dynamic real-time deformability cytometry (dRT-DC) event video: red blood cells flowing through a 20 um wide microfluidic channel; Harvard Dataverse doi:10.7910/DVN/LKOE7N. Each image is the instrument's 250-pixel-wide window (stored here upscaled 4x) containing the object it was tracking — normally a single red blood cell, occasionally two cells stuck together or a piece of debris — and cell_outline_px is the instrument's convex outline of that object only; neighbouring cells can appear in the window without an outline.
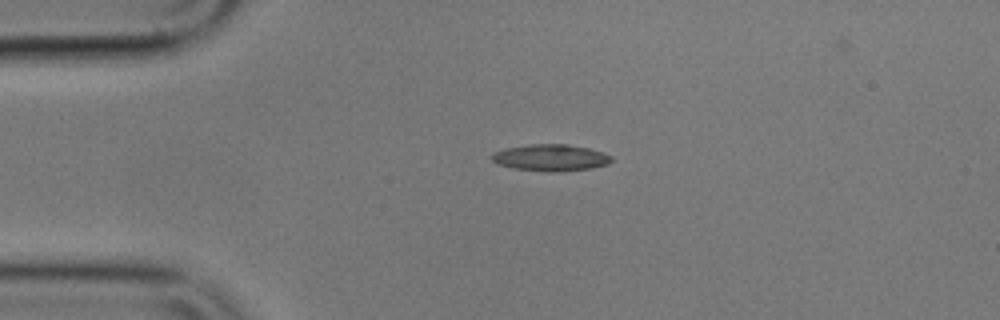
{"species": "common noctule bat (a hibernating species)", "species_latin": "Nyctalus noctula", "temperature_condition": "cold", "stored_images_in_passage": 55, "camera_frame_rate_fps": 3000, "um_per_image_px": 0.085, "animal": {"sex": "male", "body_mass_g": 17.9}, "frame": {"image": 1, "passage_image": 12, "time_ms": 3.667, "image_size_px": [1000, 320], "cell_outline_px": [[612, 160], [608, 164], [592, 168], [560, 172], [548, 172], [512, 168], [496, 164], [492, 160], [492, 156], [496, 152], [504, 148], [528, 144], [568, 144], [588, 148], [604, 152], [612, 156]], "centroid_in_image_um": [46.82, 13.4], "position_along_channel_um": 38.2, "area_um2": 18.79}}
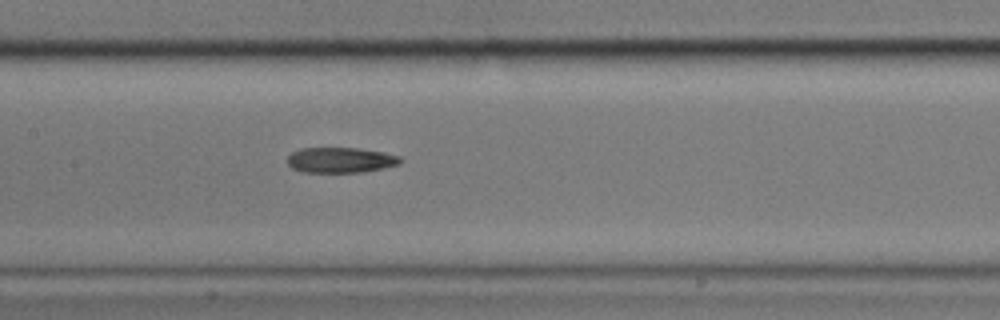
{"frame": {"image": 2, "passage_image": 26, "time_ms": 8.333, "image_size_px": [1000, 320], "cell_outline_px": [[404, 160], [400, 164], [384, 168], [364, 172], [300, 172], [292, 168], [288, 164], [288, 156], [292, 152], [300, 148], [356, 148], [384, 152], [400, 156]], "centroid_in_image_um": [28.97, 13.61], "position_along_channel_um": 178.4, "area_um2": 16.88}}
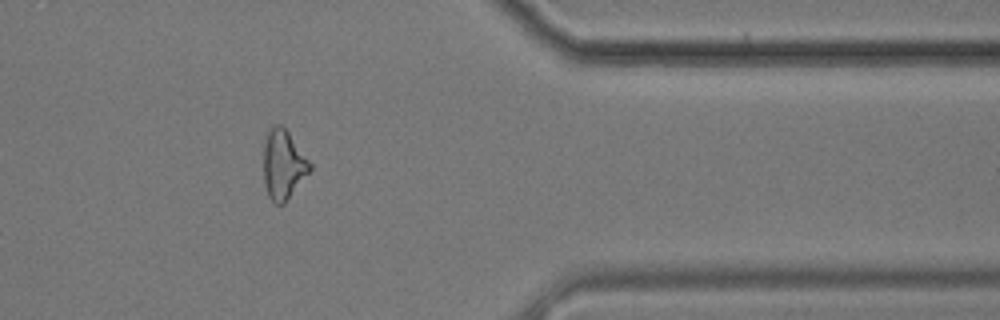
{"frame": {"image": 3, "passage_image": 45, "time_ms": 14.667, "image_size_px": [1000, 320], "cell_outline_px": [[312, 168], [284, 204], [276, 204], [268, 196], [264, 184], [264, 140], [268, 128], [272, 124], [280, 124], [288, 132], [312, 164]], "centroid_in_image_um": [24.06, 13.97], "position_along_channel_um": 387.3, "area_um2": 18.73}, "authors_computed_cell_mechanics": {"area_um2": 18.0914, "velocity_mm_per_s": 3.5891, "shape_relaxation_time_tau1_ms": null, "shape_relaxation_time_tau2_ms": 4.5865, "deformation_change_tau1": null, "deformation_change_tau2": 0.1457}}